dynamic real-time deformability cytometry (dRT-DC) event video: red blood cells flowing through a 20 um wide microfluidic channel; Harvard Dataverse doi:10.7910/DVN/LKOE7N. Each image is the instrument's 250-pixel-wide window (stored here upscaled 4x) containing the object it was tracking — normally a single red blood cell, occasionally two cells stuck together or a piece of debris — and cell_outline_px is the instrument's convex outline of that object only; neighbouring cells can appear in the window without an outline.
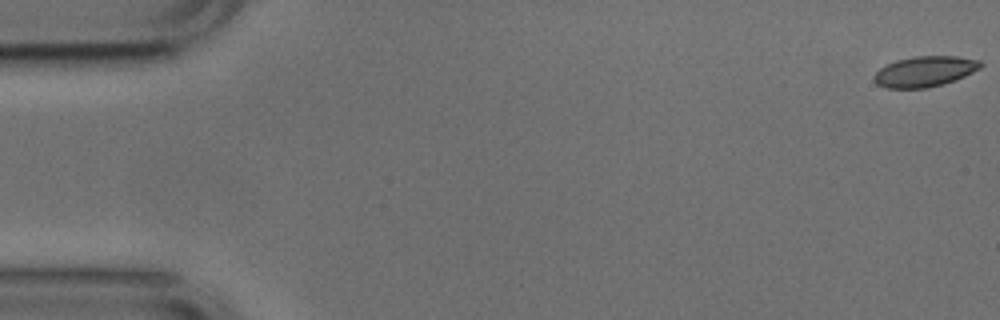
{"species": "common noctule bat (a hibernating species)", "species_latin": "Nyctalus noctula", "temperature_condition": "cold", "stored_images_in_passage": 10, "camera_frame_rate_fps": 3000, "um_per_image_px": 0.085, "animal": {"sex": "male", "body_mass_g": 17.9, "forearm_length_mm": 54.2}, "frame": {"image": 1, "passage_image": 1, "time_ms": 0.0, "image_size_px": [1000, 320], "cell_outline_px": [[984, 64], [980, 68], [956, 80], [944, 84], [928, 88], [884, 88], [876, 84], [876, 72], [880, 68], [896, 60], [912, 56], [956, 56], [980, 60]], "centroid_in_image_um": [78.64, 6.07], "position_along_channel_um": 6.4, "area_um2": 18.96}}